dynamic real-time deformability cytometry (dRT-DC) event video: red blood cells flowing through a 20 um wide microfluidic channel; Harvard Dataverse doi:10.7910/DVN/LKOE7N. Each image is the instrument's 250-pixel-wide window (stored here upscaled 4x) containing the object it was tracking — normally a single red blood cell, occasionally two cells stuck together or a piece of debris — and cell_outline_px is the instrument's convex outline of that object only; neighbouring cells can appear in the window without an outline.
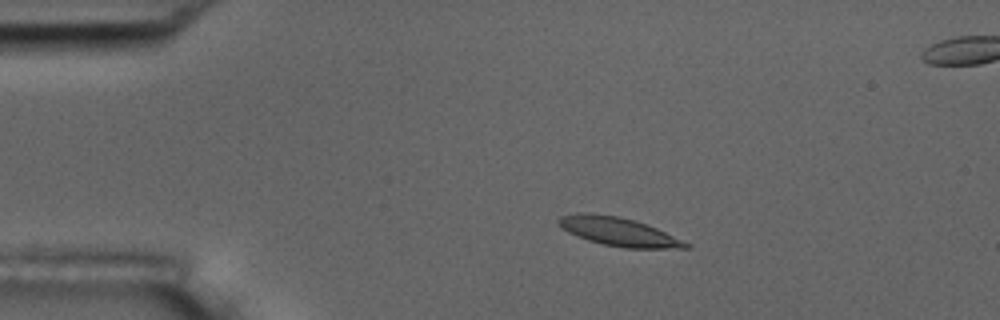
{"species": "common noctule bat (a hibernating species)", "species_latin": "Nyctalus noctula", "temperature_condition": "room temperature", "stored_images_in_passage": 5, "camera_frame_rate_fps": 3000, "um_per_image_px": 0.085, "animal": {"sex": "male", "body_mass_g": 17.5, "forearm_length_mm": 52.3}, "frame": {"image": 1, "passage_image": 2, "time_ms": 1.333, "image_size_px": [1000, 320], "cell_outline_px": [[692, 244], [688, 248], [624, 248], [604, 244], [588, 240], [568, 232], [556, 220], [560, 216], [576, 212], [588, 212], [620, 216], [656, 228]], "centroid_in_image_um": [52.56, 19.68], "position_along_channel_um": 32.4, "area_um2": 20.98}}